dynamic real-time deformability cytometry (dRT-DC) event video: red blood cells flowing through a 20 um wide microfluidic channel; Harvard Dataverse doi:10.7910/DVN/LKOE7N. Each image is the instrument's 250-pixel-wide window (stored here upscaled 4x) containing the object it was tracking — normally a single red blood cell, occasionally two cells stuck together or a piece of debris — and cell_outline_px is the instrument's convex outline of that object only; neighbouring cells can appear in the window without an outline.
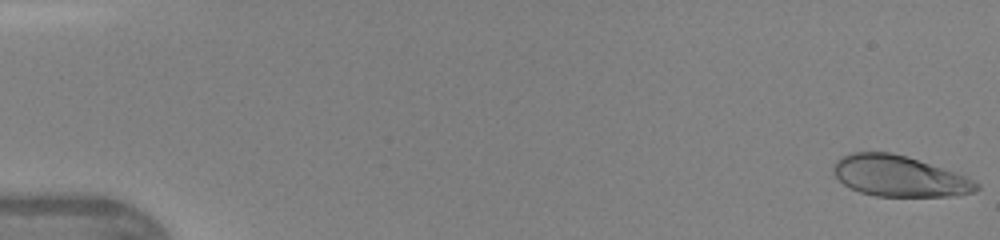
{"species": "human", "species_latin": "Homo sapiens", "temperature_condition": "warm", "stored_images_in_passage": 47, "camera_frame_rate_fps": 3000, "um_per_image_px": 0.085, "donor": {"sex": "female"}, "frame": {"image": 1, "passage_image": 1, "time_ms": 0.0, "image_size_px": [1000, 240], "cell_outline_px": [[980, 188], [976, 192], [952, 196], [876, 196], [860, 192], [844, 184], [832, 172], [832, 168], [836, 160], [852, 152], [892, 152], [908, 156], [956, 172], [980, 184]], "centroid_in_image_um": [76.45, 14.97], "position_along_channel_um": 8.5, "area_um2": 34.1}}
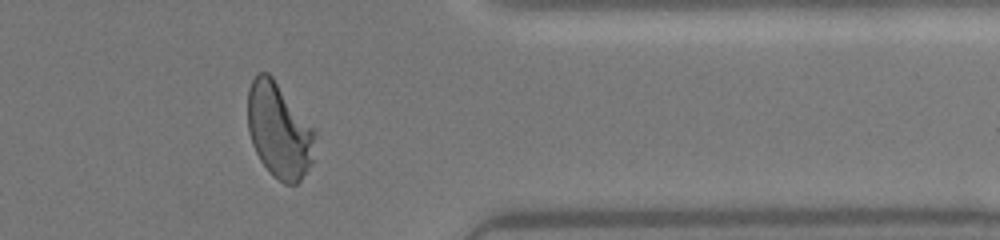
{"frame": {"image": 2, "passage_image": 39, "time_ms": 12.667, "image_size_px": [1000, 240], "cell_outline_px": [[312, 164], [300, 180], [296, 184], [284, 184], [272, 176], [260, 160], [252, 144], [248, 132], [248, 88], [256, 72], [268, 72], [272, 76], [312, 128]], "centroid_in_image_um": [23.66, 11.1], "position_along_channel_um": 387.7, "area_um2": 36.59}}
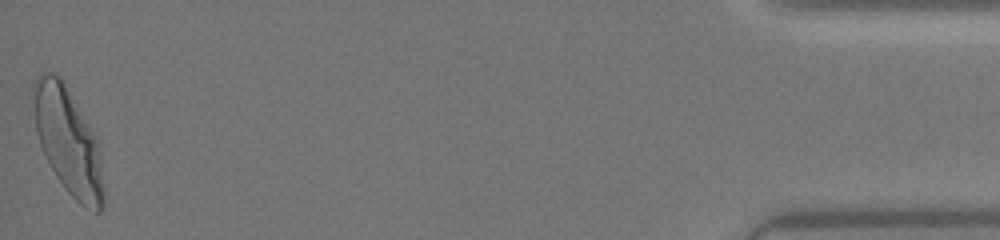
{"frame": {"image": 3, "passage_image": 47, "time_ms": 15.333, "image_size_px": [1000, 240], "cell_outline_px": [[104, 208], [100, 212], [96, 212], [84, 208], [68, 192], [56, 176], [40, 144], [36, 132], [32, 88], [40, 72], [52, 72], [60, 76], [96, 136], [104, 188]], "centroid_in_image_um": [5.79, 12.01], "position_along_channel_um": 429.4, "area_um2": 43.06}, "authors_computed_cell_mechanics": {"area_um2": 36.3562, "velocity_mm_per_s": 4.3326, "shape_relaxation_time_tau1_ms": 3.3558, "shape_relaxation_time_tau2_ms": null, "deformation_change_tau1": 0.1925, "deformation_change_tau2": null}}